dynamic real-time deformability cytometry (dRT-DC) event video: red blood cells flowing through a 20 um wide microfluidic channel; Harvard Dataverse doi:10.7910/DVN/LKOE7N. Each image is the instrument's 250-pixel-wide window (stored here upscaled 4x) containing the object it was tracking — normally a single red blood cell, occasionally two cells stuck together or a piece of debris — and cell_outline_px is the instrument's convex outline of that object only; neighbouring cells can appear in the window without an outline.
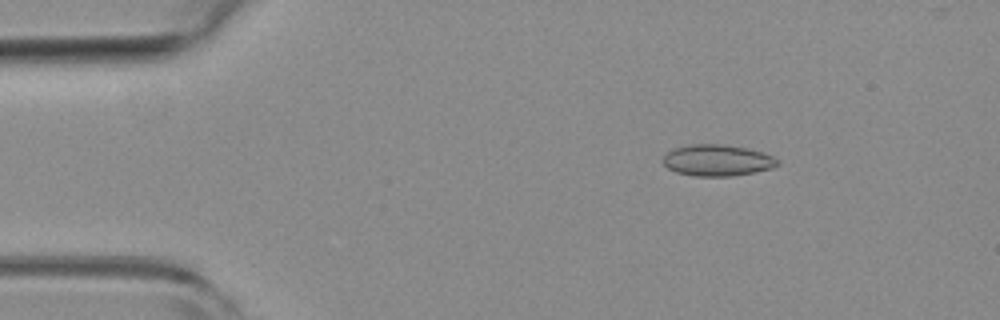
{"species": "common noctule bat (a hibernating species)", "species_latin": "Nyctalus noctula", "temperature_condition": "room temperature", "stored_images_in_passage": 49, "camera_frame_rate_fps": 3000, "um_per_image_px": 0.085, "animal": {"sex": "female", "body_mass_g": 19.3, "forearm_length_mm": 54.1}, "frame": {"image": 1, "passage_image": 7, "time_ms": 2.0, "image_size_px": [1000, 320], "cell_outline_px": [[780, 164], [772, 168], [756, 172], [732, 176], [696, 176], [676, 172], [668, 168], [664, 164], [664, 156], [668, 152], [676, 148], [688, 144], [720, 144], [744, 148], [760, 152], [772, 156]], "centroid_in_image_um": [60.96, 13.64], "position_along_channel_um": 24.0, "area_um2": 20.63}}
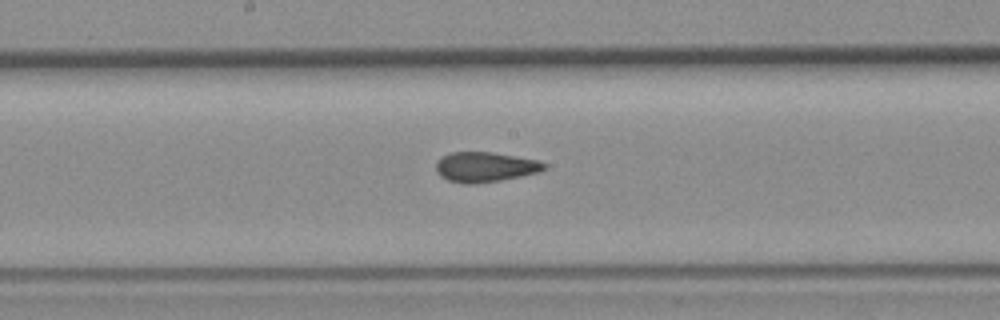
{"frame": {"image": 2, "passage_image": 27, "time_ms": 8.667, "image_size_px": [1000, 320], "cell_outline_px": [[548, 168], [540, 172], [500, 180], [476, 184], [464, 184], [448, 180], [440, 176], [436, 172], [436, 160], [452, 152], [492, 152], [536, 160], [548, 164]], "centroid_in_image_um": [41.23, 14.2], "position_along_channel_um": 207.0, "area_um2": 18.96}}
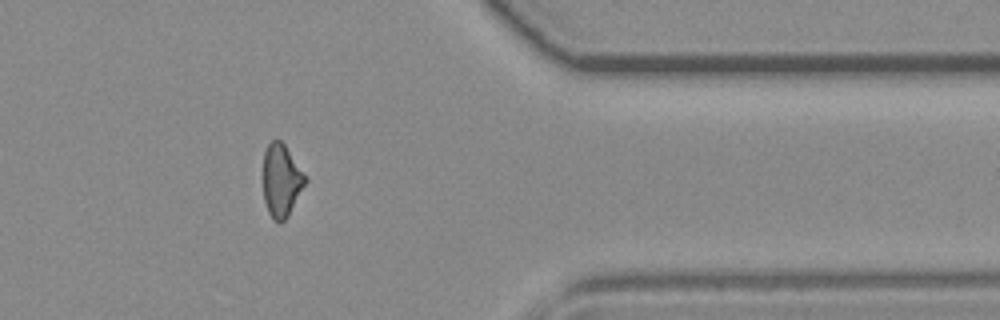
{"frame": {"image": 3, "passage_image": 43, "time_ms": 14.0, "image_size_px": [1000, 320], "cell_outline_px": [[308, 180], [288, 216], [280, 224], [272, 220], [268, 212], [264, 200], [260, 176], [264, 152], [268, 144], [272, 140], [280, 140], [284, 144]], "centroid_in_image_um": [23.85, 15.37], "position_along_channel_um": 387.5, "area_um2": 18.38}}